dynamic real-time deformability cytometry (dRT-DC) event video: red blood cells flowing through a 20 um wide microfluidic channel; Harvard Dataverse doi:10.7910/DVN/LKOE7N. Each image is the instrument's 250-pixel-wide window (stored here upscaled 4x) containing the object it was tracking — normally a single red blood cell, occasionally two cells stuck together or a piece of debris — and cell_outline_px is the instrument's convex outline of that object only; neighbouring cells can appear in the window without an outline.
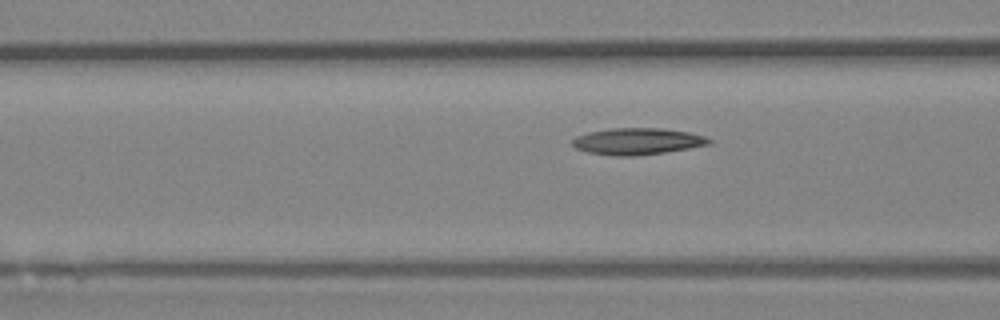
{"species": "Egyptian fruit bat (a non-hibernating species)", "species_latin": "Rousettus aegyptiacus", "temperature_condition": "room temperature", "stored_images_in_passage": 7, "camera_frame_rate_fps": 3000, "um_per_image_px": 0.085, "animal": {"sex": "female"}, "frame": {"image": 1, "passage_image": 6, "time_ms": 1.667, "image_size_px": [1000, 320], "cell_outline_px": [[712, 144], [664, 152], [636, 156], [612, 156], [588, 152], [576, 148], [572, 144], [572, 140], [576, 136], [588, 132], [612, 128], [660, 128], [688, 132], [704, 136], [712, 140]], "centroid_in_image_um": [54.17, 12.01], "position_along_channel_um": 112.4, "area_um2": 21.15}}